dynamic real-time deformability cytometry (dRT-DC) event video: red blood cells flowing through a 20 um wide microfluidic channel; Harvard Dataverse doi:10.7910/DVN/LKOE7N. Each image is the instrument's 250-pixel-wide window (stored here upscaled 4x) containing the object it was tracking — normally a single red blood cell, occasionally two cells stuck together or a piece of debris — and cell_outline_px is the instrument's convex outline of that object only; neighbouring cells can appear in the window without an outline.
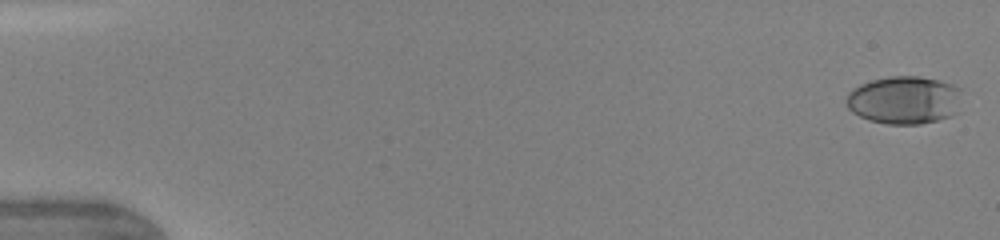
{"species": "human", "species_latin": "Homo sapiens", "temperature_condition": "warm", "stored_images_in_passage": 51, "camera_frame_rate_fps": 3000, "um_per_image_px": 0.085, "donor": {"sex": "female"}, "frame": {"image": 1, "passage_image": 1, "time_ms": 0.0, "image_size_px": [1000, 240], "cell_outline_px": [[960, 88], [948, 116], [936, 120], [920, 124], [888, 124], [868, 120], [852, 112], [848, 108], [844, 100], [848, 92], [852, 88], [860, 84], [872, 80], [888, 76], [920, 76], [940, 80], [952, 84]], "centroid_in_image_um": [76.71, 8.48], "position_along_channel_um": 8.3, "area_um2": 31.67}}
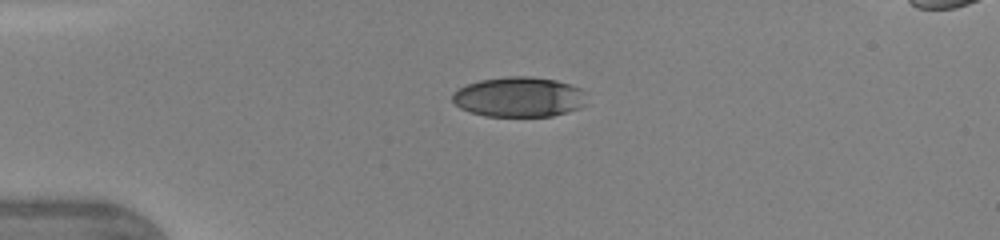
{"frame": {"image": 2, "passage_image": 19, "time_ms": 3.667, "image_size_px": [1000, 240], "cell_outline_px": [[584, 104], [580, 108], [552, 116], [484, 116], [460, 108], [452, 100], [452, 92], [456, 88], [480, 80], [508, 76], [528, 76], [556, 80], [580, 88], [584, 92]], "centroid_in_image_um": [44.08, 8.24], "position_along_channel_um": 40.9, "area_um2": 31.27}}